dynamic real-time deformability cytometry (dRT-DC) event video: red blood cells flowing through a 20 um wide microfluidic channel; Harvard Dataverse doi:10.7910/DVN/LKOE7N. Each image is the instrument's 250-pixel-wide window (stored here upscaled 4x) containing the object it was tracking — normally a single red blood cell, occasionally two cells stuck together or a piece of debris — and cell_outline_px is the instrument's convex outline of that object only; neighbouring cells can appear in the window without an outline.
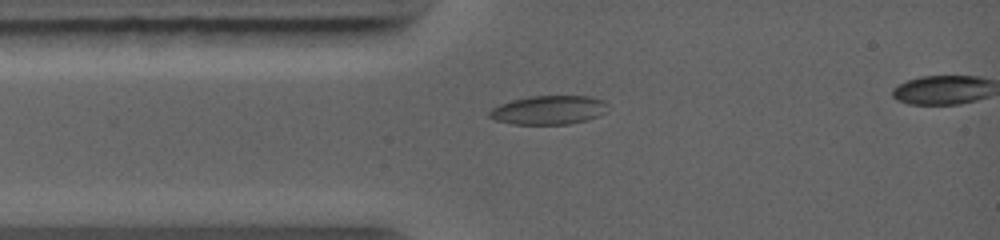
{"species": "common noctule bat (a hibernating species)", "species_latin": "Nyctalus noctula", "temperature_condition": "warm", "stored_images_in_passage": 18, "camera_frame_rate_fps": 5000, "um_per_image_px": 0.085, "animal": {"sex": "female", "body_mass_g": 19.0, "forearm_length_mm": 56.7}, "frame": {"image": 1, "passage_image": 3, "time_ms": 1.4, "image_size_px": [1000, 240], "cell_outline_px": [[608, 112], [600, 116], [588, 120], [568, 124], [512, 124], [496, 120], [488, 116], [488, 112], [492, 108], [500, 104], [512, 100], [528, 96], [588, 96], [604, 100], [608, 104]], "centroid_in_image_um": [46.69, 9.35], "position_along_channel_um": 38.3, "area_um2": 20.17}}
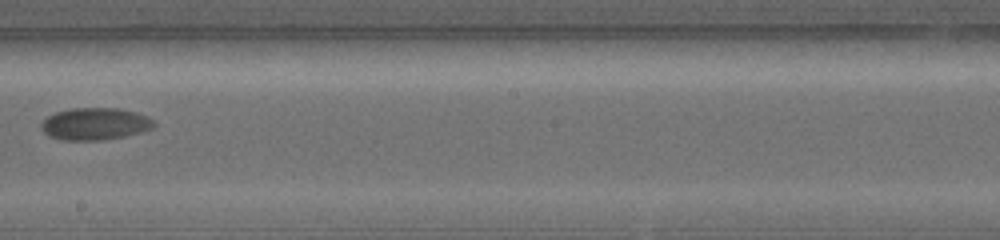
{"frame": {"image": 2, "passage_image": 10, "time_ms": 6.0, "image_size_px": [1000, 240], "cell_outline_px": [[156, 124], [152, 128], [140, 132], [124, 136], [100, 140], [60, 140], [48, 136], [40, 128], [40, 124], [48, 116], [56, 112], [72, 108], [120, 108], [136, 112], [148, 116]], "centroid_in_image_um": [8.06, 10.53], "position_along_channel_um": 240.1, "area_um2": 21.15}}
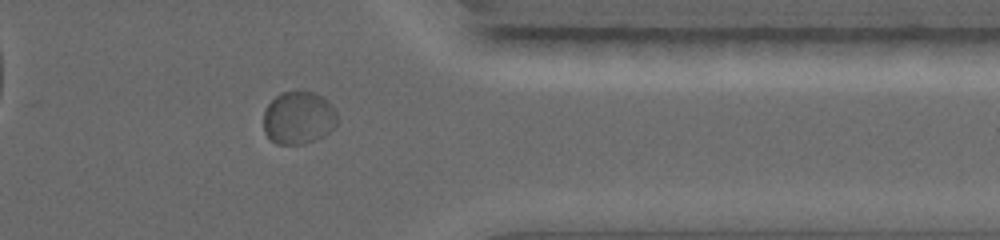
{"frame": {"image": 3, "passage_image": 16, "time_ms": 9.4, "image_size_px": [1000, 240], "cell_outline_px": [[336, 124], [324, 136], [316, 140], [304, 144], [276, 144], [264, 132], [264, 112], [268, 104], [280, 92], [296, 88], [312, 92], [328, 100], [332, 104], [336, 112]], "centroid_in_image_um": [25.37, 9.98], "position_along_channel_um": 386.0, "area_um2": 23.06}}